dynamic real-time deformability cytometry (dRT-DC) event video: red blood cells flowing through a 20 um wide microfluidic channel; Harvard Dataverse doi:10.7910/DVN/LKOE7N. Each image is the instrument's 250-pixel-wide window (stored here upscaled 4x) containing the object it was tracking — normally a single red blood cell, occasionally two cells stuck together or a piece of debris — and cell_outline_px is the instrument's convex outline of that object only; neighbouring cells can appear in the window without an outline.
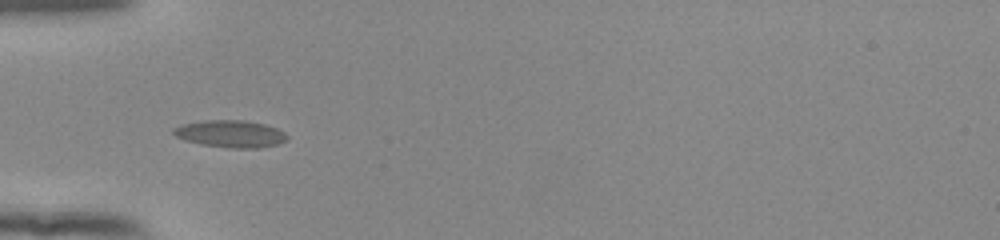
{"species": "human", "species_latin": "Homo sapiens", "temperature_condition": "room temperature", "stored_images_in_passage": 36, "camera_frame_rate_fps": 3000, "um_per_image_px": 0.085, "donor": {"sex": "female"}, "frame": {"image": 1, "passage_image": 1, "time_ms": 0.0, "image_size_px": [1000, 240], "cell_outline_px": [[288, 140], [280, 144], [256, 148], [232, 148], [200, 144], [184, 140], [176, 136], [172, 132], [172, 128], [180, 124], [204, 120], [244, 120], [264, 124], [276, 128], [284, 132], [288, 136]], "centroid_in_image_um": [19.58, 11.37], "position_along_channel_um": 65.4, "area_um2": 18.15}}
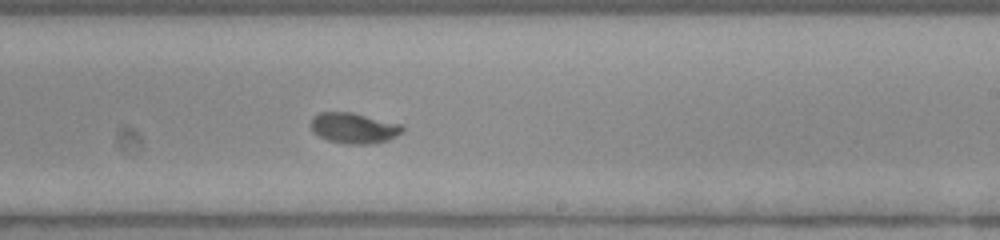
{"frame": {"image": 2, "passage_image": 16, "time_ms": 5.0, "image_size_px": [1000, 240], "cell_outline_px": [[404, 132], [388, 140], [368, 144], [348, 144], [328, 140], [320, 136], [312, 128], [312, 116], [320, 112], [352, 112], [404, 124]], "centroid_in_image_um": [30.15, 10.87], "position_along_channel_um": 258.9, "area_um2": 16.36}}
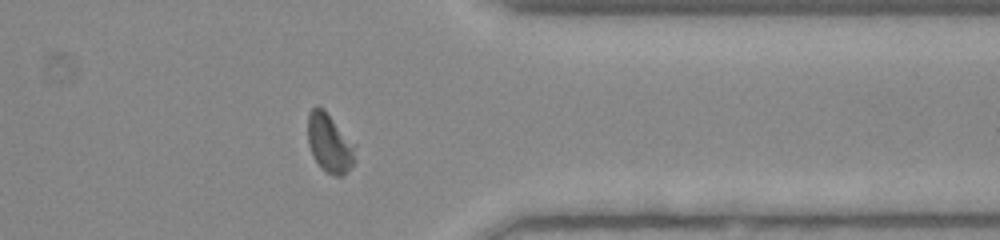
{"frame": {"image": 3, "passage_image": 26, "time_ms": 8.333, "image_size_px": [1000, 240], "cell_outline_px": [[356, 160], [344, 176], [336, 176], [320, 168], [312, 156], [308, 144], [308, 112], [316, 104], [324, 108], [356, 144]], "centroid_in_image_um": [28.03, 12.15], "position_along_channel_um": 383.4, "area_um2": 16.82}}